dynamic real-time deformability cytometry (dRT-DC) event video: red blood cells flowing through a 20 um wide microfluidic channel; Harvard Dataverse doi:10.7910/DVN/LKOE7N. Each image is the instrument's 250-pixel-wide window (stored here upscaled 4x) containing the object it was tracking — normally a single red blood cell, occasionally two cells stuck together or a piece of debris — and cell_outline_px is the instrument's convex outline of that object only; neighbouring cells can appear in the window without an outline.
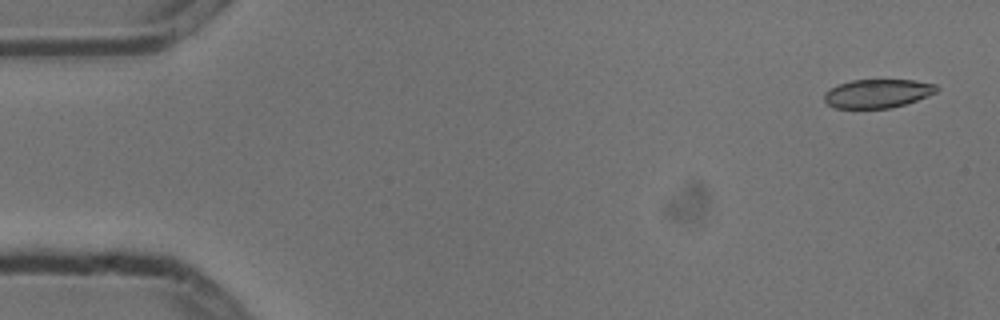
{"species": "common noctule bat (a hibernating species)", "species_latin": "Nyctalus noctula", "temperature_condition": "cold", "stored_images_in_passage": 6, "camera_frame_rate_fps": 3000, "um_per_image_px": 0.085, "animal": {"sex": "male", "body_mass_g": 13.3}, "frame": {"image": 1, "passage_image": 1, "time_ms": 0.0, "image_size_px": [1000, 320], "cell_outline_px": [[940, 88], [936, 92], [928, 96], [892, 108], [836, 108], [828, 104], [824, 100], [824, 92], [840, 84], [852, 80], [916, 80], [936, 84]], "centroid_in_image_um": [74.62, 7.94], "position_along_channel_um": 10.4, "area_um2": 18.73}}
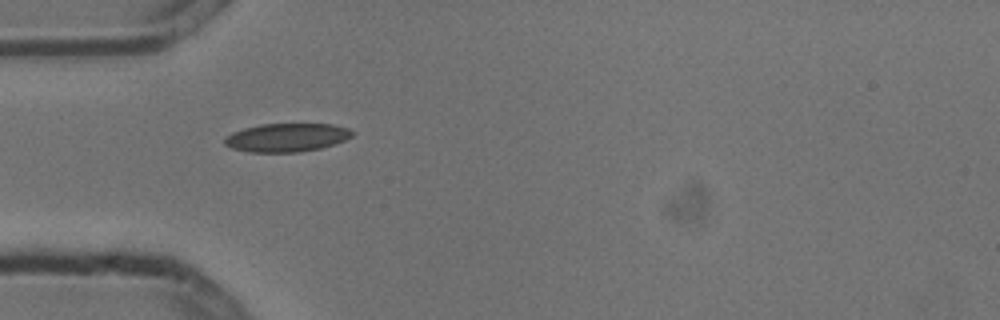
{"frame": {"image": 2, "passage_image": 5, "time_ms": 1.333, "image_size_px": [1000, 320], "cell_outline_px": [[356, 132], [352, 136], [344, 140], [320, 148], [300, 152], [248, 152], [232, 148], [224, 144], [224, 136], [232, 132], [244, 128], [260, 124], [332, 124], [348, 128]], "centroid_in_image_um": [24.35, 11.68], "position_along_channel_um": 60.7, "area_um2": 21.21}}
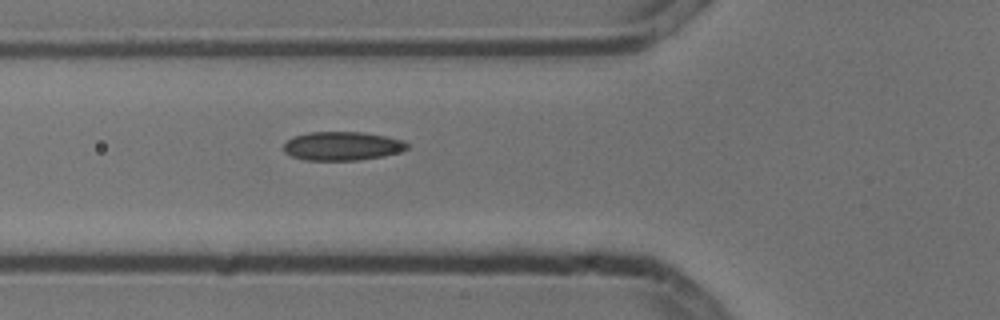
{"frame": {"image": 3, "passage_image": 6, "time_ms": 1.667, "image_size_px": [1000, 320], "cell_outline_px": [[408, 148], [400, 152], [384, 156], [356, 160], [304, 160], [292, 156], [284, 152], [284, 144], [292, 136], [308, 132], [364, 132], [404, 140], [408, 144]], "centroid_in_image_um": [29.08, 12.41], "position_along_channel_um": 96.7, "area_um2": 20.75}}